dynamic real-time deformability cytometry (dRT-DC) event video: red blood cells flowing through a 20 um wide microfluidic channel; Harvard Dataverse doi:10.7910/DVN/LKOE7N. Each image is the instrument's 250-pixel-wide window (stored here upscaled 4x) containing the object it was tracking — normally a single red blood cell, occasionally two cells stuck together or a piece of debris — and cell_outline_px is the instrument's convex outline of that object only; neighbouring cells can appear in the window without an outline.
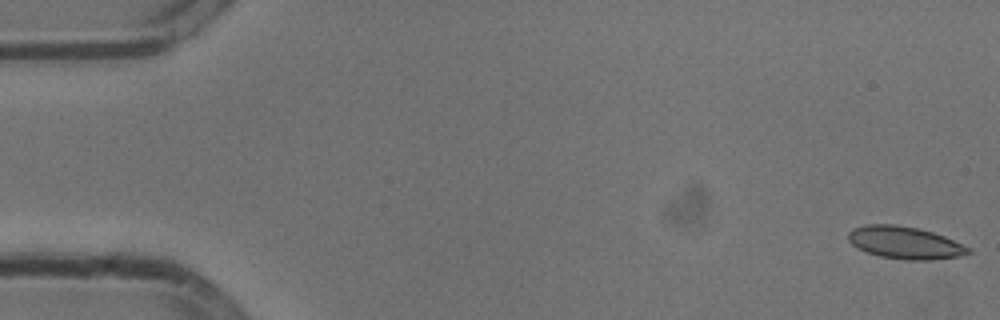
{"species": "common noctule bat (a hibernating species)", "species_latin": "Nyctalus noctula", "temperature_condition": "cold", "stored_images_in_passage": 54, "camera_frame_rate_fps": 3000, "um_per_image_px": 0.085, "animal": {"sex": "male", "body_mass_g": 13.3}, "frame": {"image": 1, "passage_image": 1, "time_ms": 0.0, "image_size_px": [1000, 320], "cell_outline_px": [[972, 252], [960, 256], [932, 260], [908, 260], [880, 256], [868, 252], [852, 244], [848, 240], [848, 232], [852, 228], [868, 224], [896, 224], [920, 228], [944, 236], [972, 248]], "centroid_in_image_um": [76.94, 20.62], "position_along_channel_um": 8.1, "area_um2": 22.72}}
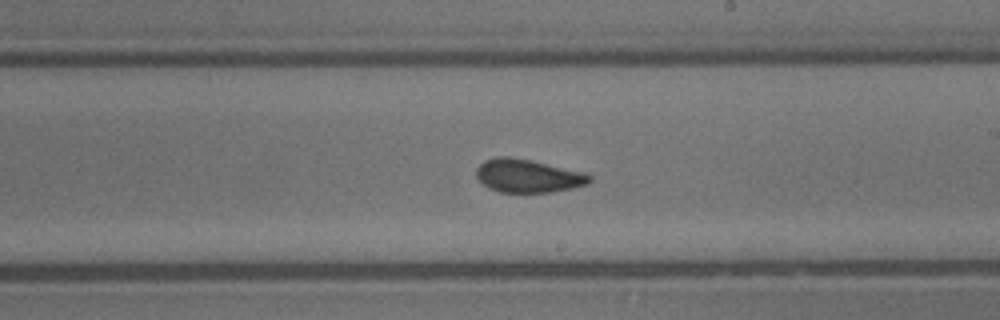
{"frame": {"image": 2, "passage_image": 31, "time_ms": 10.0, "image_size_px": [1000, 320], "cell_outline_px": [[592, 180], [588, 184], [572, 188], [548, 192], [500, 192], [488, 188], [476, 176], [476, 168], [484, 160], [500, 156], [508, 156], [532, 160], [588, 172], [592, 176]], "centroid_in_image_um": [44.92, 14.93], "position_along_channel_um": 244.1, "area_um2": 22.2}}
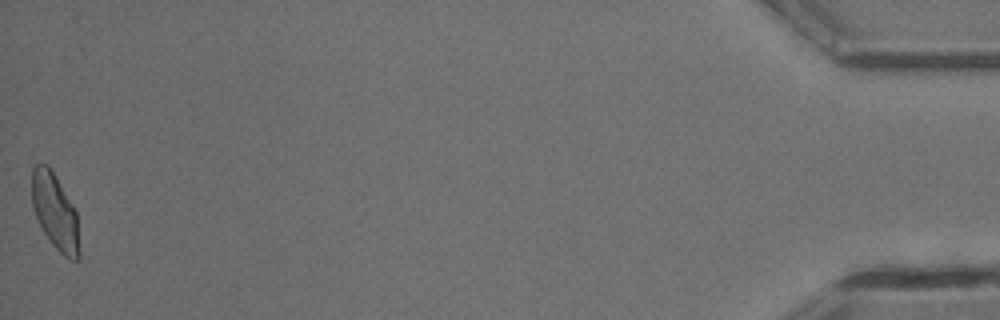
{"frame": {"image": 3, "passage_image": 54, "time_ms": 17.667, "image_size_px": [1000, 320], "cell_outline_px": [[80, 256], [76, 260], [72, 260], [64, 256], [52, 244], [44, 232], [36, 216], [32, 204], [32, 168], [36, 164], [48, 164], [76, 208], [80, 252]], "centroid_in_image_um": [4.7, 17.98], "position_along_channel_um": 430.5, "area_um2": 21.04}, "authors_computed_cell_mechanics": {"area_um2": 22.1663, "velocity_mm_per_s": 3.7877, "shape_relaxation_time_tau1_ms": 8.3914, "shape_relaxation_time_tau2_ms": 0.9827, "deformation_change_tau1": 0.1415, "deformation_change_tau2": 0.0541}}